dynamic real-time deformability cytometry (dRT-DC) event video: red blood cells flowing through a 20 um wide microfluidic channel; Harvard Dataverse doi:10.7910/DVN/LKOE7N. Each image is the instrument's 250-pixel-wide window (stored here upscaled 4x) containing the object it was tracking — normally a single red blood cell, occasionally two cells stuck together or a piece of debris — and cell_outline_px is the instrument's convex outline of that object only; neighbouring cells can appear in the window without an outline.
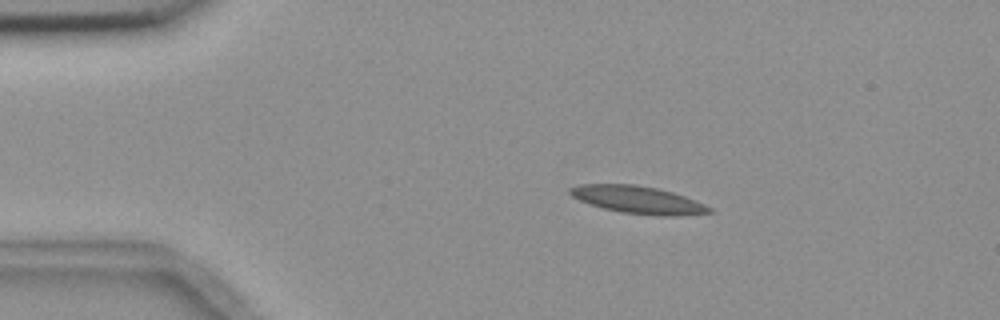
{"species": "common noctule bat (a hibernating species)", "species_latin": "Nyctalus noctula", "temperature_condition": "room temperature", "stored_images_in_passage": 4, "camera_frame_rate_fps": 3000, "um_per_image_px": 0.085, "animal": {"sex": "female", "body_mass_g": 18.4}, "frame": {"image": 1, "passage_image": 3, "time_ms": 2.333, "image_size_px": [1000, 320], "cell_outline_px": [[712, 212], [676, 216], [656, 216], [624, 212], [604, 208], [588, 204], [572, 196], [568, 192], [568, 188], [580, 184], [636, 184], [656, 188], [672, 192], [684, 196], [704, 204], [712, 208]], "centroid_in_image_um": [54.2, 16.98], "position_along_channel_um": 30.8, "area_um2": 22.2}}